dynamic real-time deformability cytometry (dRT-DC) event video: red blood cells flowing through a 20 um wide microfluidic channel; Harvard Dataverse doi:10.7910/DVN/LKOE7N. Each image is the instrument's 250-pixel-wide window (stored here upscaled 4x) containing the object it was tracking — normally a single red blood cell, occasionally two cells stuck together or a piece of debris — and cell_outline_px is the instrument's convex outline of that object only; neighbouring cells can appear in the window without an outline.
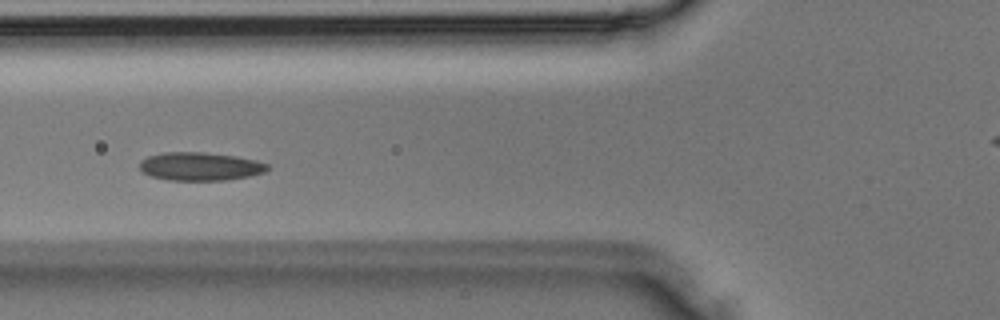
{"species": "Egyptian fruit bat (a non-hibernating species)", "species_latin": "Rousettus aegyptiacus", "temperature_condition": "room temperature", "stored_images_in_passage": 28, "camera_frame_rate_fps": 3000, "um_per_image_px": 0.085, "animal": {"sex": "male"}, "frame": {"image": 1, "passage_image": 4, "time_ms": 1.0, "image_size_px": [1000, 320], "cell_outline_px": [[268, 168], [264, 172], [248, 176], [228, 180], [168, 180], [152, 176], [144, 172], [140, 168], [140, 160], [148, 156], [164, 152], [204, 152], [236, 156], [256, 160], [268, 164]], "centroid_in_image_um": [17.01, 14.14], "position_along_channel_um": 108.8, "area_um2": 20.98}}
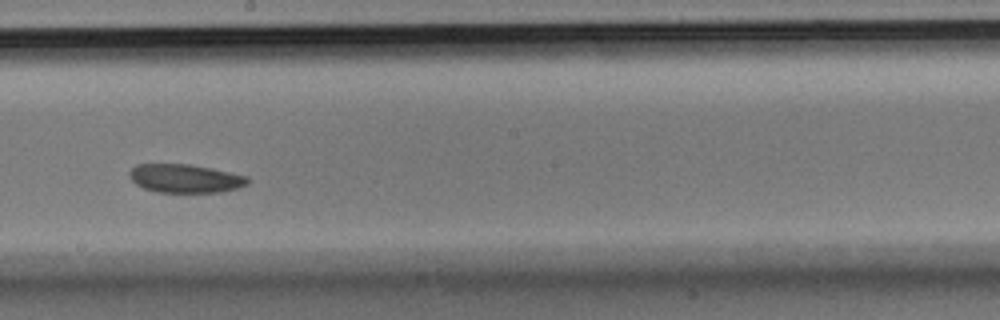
{"frame": {"image": 2, "passage_image": 11, "time_ms": 3.333, "image_size_px": [1000, 320], "cell_outline_px": [[248, 184], [240, 188], [220, 192], [156, 192], [144, 188], [136, 184], [132, 180], [128, 172], [136, 164], [192, 164], [212, 168], [248, 176]], "centroid_in_image_um": [15.76, 15.16], "position_along_channel_um": 232.4, "area_um2": 19.77}}
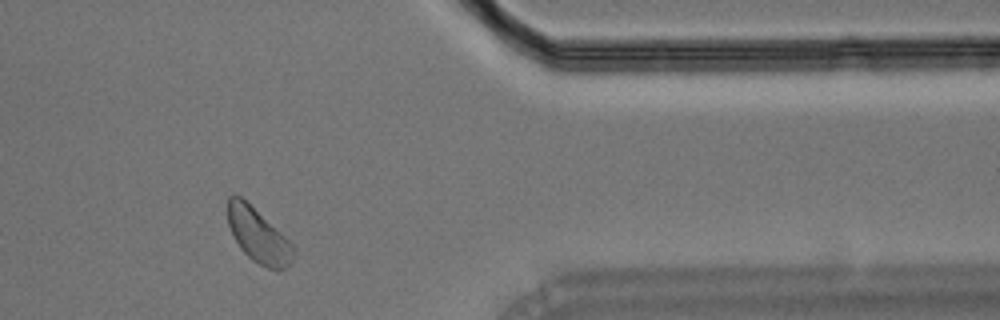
{"frame": {"image": 3, "passage_image": 21, "time_ms": 6.667, "image_size_px": [1000, 320], "cell_outline_px": [[292, 260], [288, 268], [268, 268], [252, 260], [240, 248], [228, 224], [224, 208], [228, 196], [232, 192], [240, 196], [280, 232], [292, 244]], "centroid_in_image_um": [21.86, 19.95], "position_along_channel_um": 389.5, "area_um2": 20.46}}